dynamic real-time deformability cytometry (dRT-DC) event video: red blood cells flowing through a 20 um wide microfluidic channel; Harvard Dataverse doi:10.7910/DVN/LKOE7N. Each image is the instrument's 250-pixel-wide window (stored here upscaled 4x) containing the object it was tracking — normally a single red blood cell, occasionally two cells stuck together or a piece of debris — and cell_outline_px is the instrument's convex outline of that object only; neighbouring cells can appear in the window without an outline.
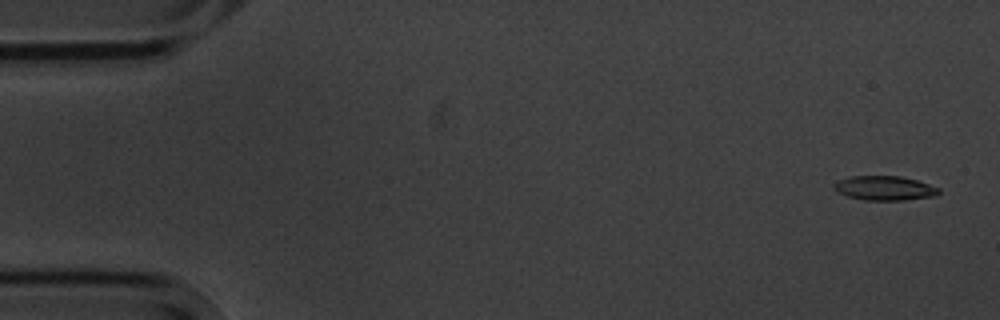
{"species": "common noctule bat (a hibernating species)", "species_latin": "Nyctalus noctula", "temperature_condition": "cold", "stored_images_in_passage": 4, "camera_frame_rate_fps": 3000, "um_per_image_px": 0.085, "animal": {"sex": "male", "body_mass_g": 20.1, "forearm_length_mm": 53.5}, "frame": {"image": 1, "passage_image": 1, "time_ms": 0.0, "image_size_px": [1000, 320], "cell_outline_px": [[940, 192], [936, 196], [904, 200], [864, 200], [848, 196], [836, 192], [832, 188], [832, 184], [840, 180], [852, 176], [900, 176], [916, 180], [940, 188]], "centroid_in_image_um": [75.18, 15.99], "position_along_channel_um": 9.8, "area_um2": 14.91}}
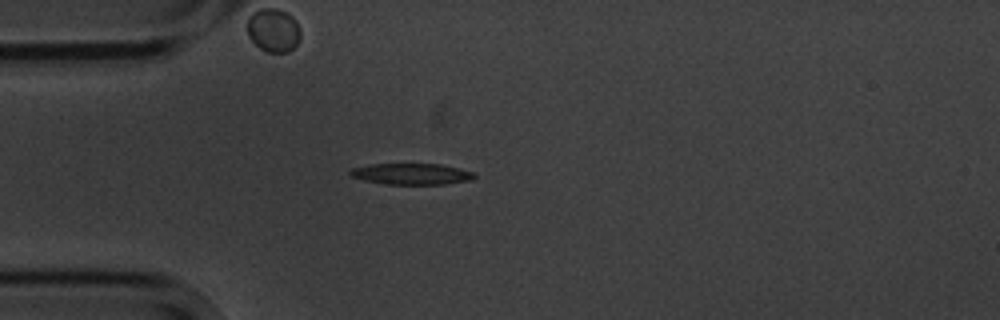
{"frame": {"image": 2, "passage_image": 4, "time_ms": 4.333, "image_size_px": [1000, 320], "cell_outline_px": [[476, 176], [472, 180], [444, 184], [388, 184], [364, 180], [352, 176], [348, 172], [352, 168], [372, 164], [440, 164], [472, 172]], "centroid_in_image_um": [34.97, 14.79], "position_along_channel_um": 50.0, "area_um2": 15.09}}